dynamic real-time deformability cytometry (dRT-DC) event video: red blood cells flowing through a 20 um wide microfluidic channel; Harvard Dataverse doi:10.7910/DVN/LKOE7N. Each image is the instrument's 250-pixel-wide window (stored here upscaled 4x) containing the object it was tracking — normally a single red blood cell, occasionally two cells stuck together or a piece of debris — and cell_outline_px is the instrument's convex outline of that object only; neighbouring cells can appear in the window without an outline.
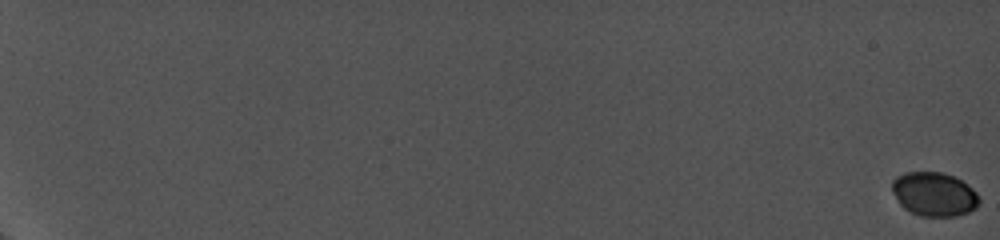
{"species": "common noctule bat (a hibernating species)", "species_latin": "Nyctalus noctula", "temperature_condition": "cold", "stored_images_in_passage": 36, "camera_frame_rate_fps": 5000, "um_per_image_px": 0.085, "animal": {"sex": "female", "body_mass_g": 19.0, "forearm_length_mm": 56.7}, "frame": {"image": 1, "passage_image": 1, "time_ms": 0.0, "image_size_px": [1000, 240], "cell_outline_px": [[980, 204], [976, 208], [968, 212], [956, 216], [920, 216], [904, 208], [900, 204], [892, 192], [892, 180], [896, 176], [904, 172], [940, 172], [952, 176], [968, 184], [980, 196]], "centroid_in_image_um": [79.41, 16.5], "position_along_channel_um": 5.6, "area_um2": 22.43}}
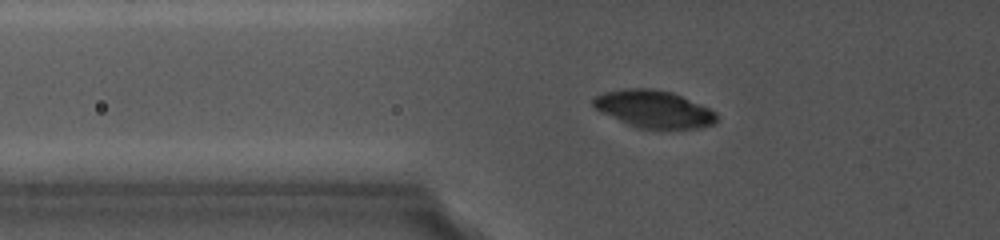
{"frame": {"image": 2, "passage_image": 25, "time_ms": 9.0, "image_size_px": [1000, 240], "cell_outline_px": [[720, 120], [716, 124], [700, 128], [636, 128], [600, 112], [592, 104], [592, 100], [596, 96], [604, 92], [624, 88], [652, 88], [672, 92], [700, 104], [716, 112]], "centroid_in_image_um": [55.6, 9.27], "position_along_channel_um": 70.2, "area_um2": 26.99}}
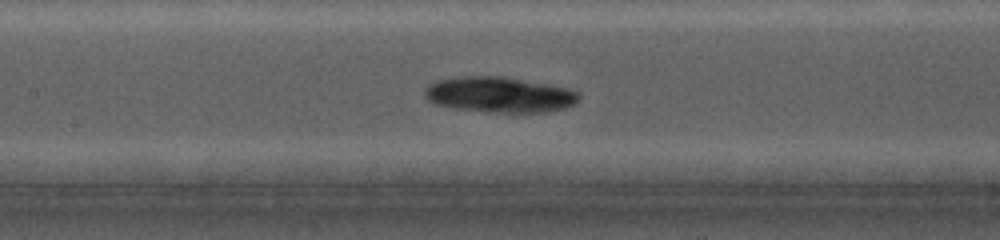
{"frame": {"image": 3, "passage_image": 33, "time_ms": 11.8, "image_size_px": [1000, 240], "cell_outline_px": [[580, 100], [576, 104], [564, 108], [548, 112], [496, 112], [452, 108], [432, 104], [424, 96], [424, 88], [428, 84], [436, 80], [460, 76], [500, 76], [548, 84], [568, 88], [580, 92]], "centroid_in_image_um": [42.44, 8.05], "position_along_channel_um": 165.0, "area_um2": 32.31}}